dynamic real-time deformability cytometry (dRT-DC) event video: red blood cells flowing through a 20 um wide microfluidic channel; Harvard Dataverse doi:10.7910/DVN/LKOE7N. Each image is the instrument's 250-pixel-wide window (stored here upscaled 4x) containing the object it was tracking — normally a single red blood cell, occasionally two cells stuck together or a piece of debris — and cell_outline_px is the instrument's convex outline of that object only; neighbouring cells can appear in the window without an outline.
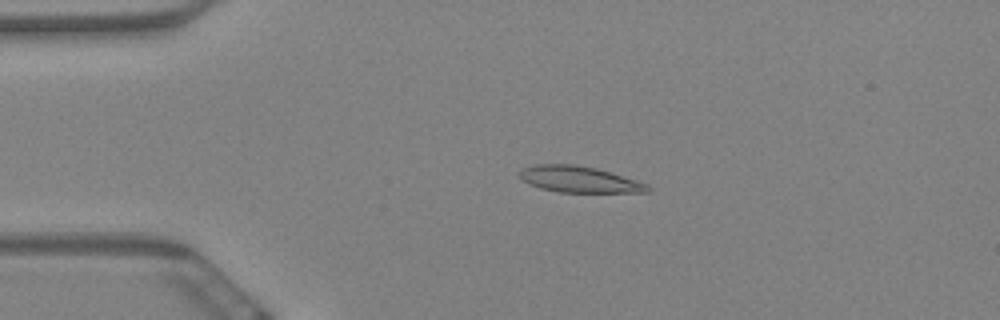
{"species": "Egyptian fruit bat (a non-hibernating species)", "species_latin": "Rousettus aegyptiacus", "temperature_condition": "warm", "stored_images_in_passage": 59, "camera_frame_rate_fps": 3000, "um_per_image_px": 0.085, "animal": {"sex": "female"}, "frame": {"image": 1, "passage_image": 13, "time_ms": 4.0, "image_size_px": [1000, 320], "cell_outline_px": [[652, 188], [648, 192], [556, 192], [540, 188], [528, 184], [520, 176], [520, 172], [524, 168], [536, 164], [572, 164], [596, 168], [636, 180], [648, 184]], "centroid_in_image_um": [49.24, 15.25], "position_along_channel_um": 35.8, "area_um2": 19.42}}
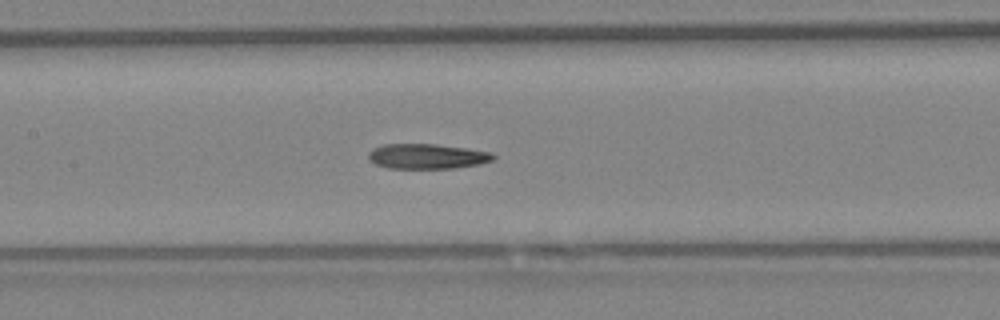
{"frame": {"image": 2, "passage_image": 28, "time_ms": 9.0, "image_size_px": [1000, 320], "cell_outline_px": [[496, 156], [492, 160], [480, 164], [456, 168], [388, 168], [376, 164], [368, 160], [368, 152], [372, 148], [380, 144], [436, 144], [492, 152]], "centroid_in_image_um": [36.27, 13.28], "position_along_channel_um": 171.1, "area_um2": 18.32}}
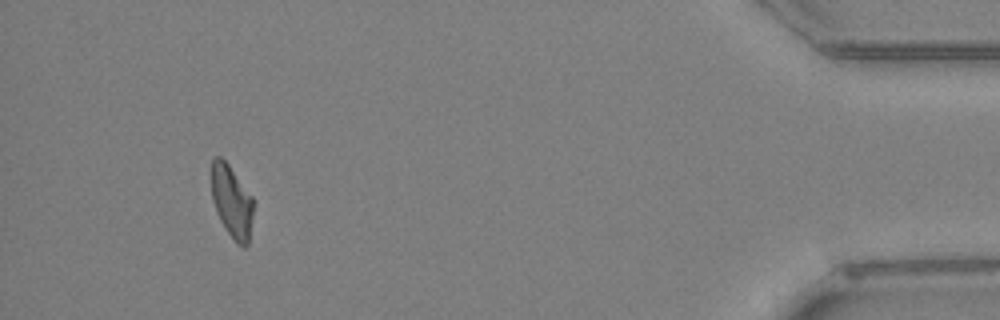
{"frame": {"image": 3, "passage_image": 55, "time_ms": 18.0, "image_size_px": [1000, 320], "cell_outline_px": [[252, 216], [248, 244], [244, 248], [236, 244], [220, 220], [216, 212], [212, 200], [212, 160], [216, 156], [220, 156], [228, 164], [252, 196]], "centroid_in_image_um": [19.69, 17.15], "position_along_channel_um": 415.5, "area_um2": 17.46}, "authors_computed_cell_mechanics": {"area_um2": 19.0162, "velocity_mm_per_s": 3.4723, "shape_relaxation_time_tau1_ms": null, "shape_relaxation_time_tau2_ms": 7.1637, "deformation_change_tau1": null, "deformation_change_tau2": 0.1649}}